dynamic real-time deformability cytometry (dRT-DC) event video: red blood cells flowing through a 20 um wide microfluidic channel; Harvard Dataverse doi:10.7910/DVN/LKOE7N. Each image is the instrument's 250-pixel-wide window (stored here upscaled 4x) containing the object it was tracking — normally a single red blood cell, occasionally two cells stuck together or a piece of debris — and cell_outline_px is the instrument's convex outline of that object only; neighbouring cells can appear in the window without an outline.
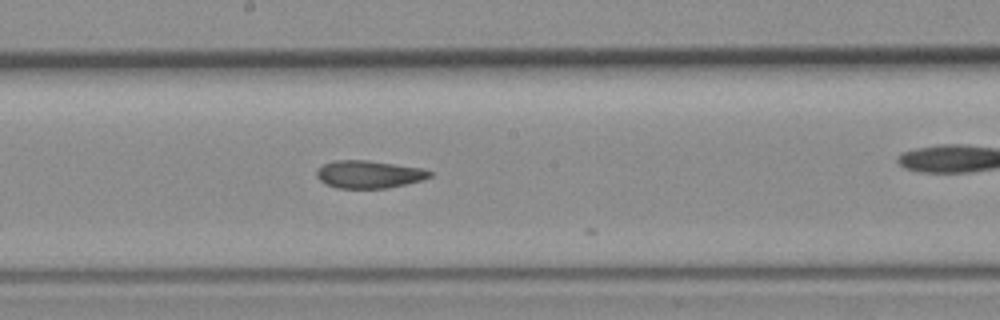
{"species": "common noctule bat (a hibernating species)", "species_latin": "Nyctalus noctula", "temperature_condition": "room temperature", "stored_images_in_passage": 21, "camera_frame_rate_fps": 3000, "um_per_image_px": 0.085, "animal": {"sex": "female", "body_mass_g": 19.3, "forearm_length_mm": 54.1}, "frame": {"image": 1, "passage_image": 20, "time_ms": 6.333, "image_size_px": [1000, 320], "cell_outline_px": [[432, 176], [420, 180], [388, 188], [336, 188], [324, 184], [316, 176], [316, 168], [332, 160], [368, 160], [424, 168], [432, 172]], "centroid_in_image_um": [31.32, 14.81], "position_along_channel_um": 216.9, "area_um2": 18.38}}